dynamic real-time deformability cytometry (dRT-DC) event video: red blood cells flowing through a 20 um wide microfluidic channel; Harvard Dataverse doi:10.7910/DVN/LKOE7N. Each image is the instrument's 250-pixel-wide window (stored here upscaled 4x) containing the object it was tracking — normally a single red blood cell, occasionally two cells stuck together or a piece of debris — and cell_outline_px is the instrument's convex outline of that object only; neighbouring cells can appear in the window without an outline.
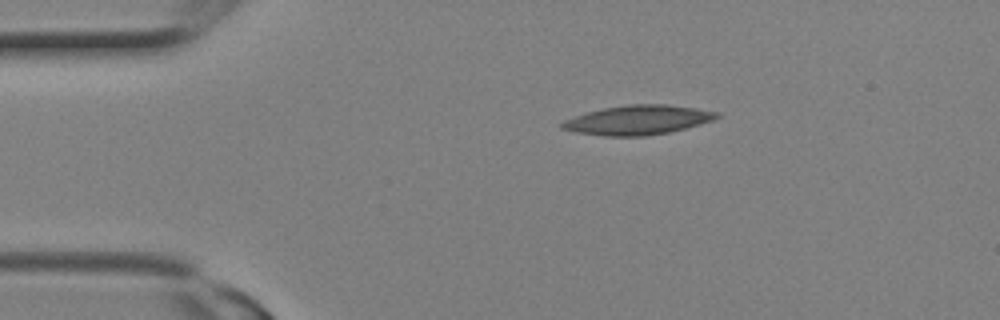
{"species": "Egyptian fruit bat (a non-hibernating species)", "species_latin": "Rousettus aegyptiacus", "temperature_condition": "room temperature", "stored_images_in_passage": 5, "camera_frame_rate_fps": 3000, "um_per_image_px": 0.085, "animal": {"sex": "female"}, "frame": {"image": 1, "passage_image": 1, "time_ms": 0.0, "image_size_px": [1000, 320], "cell_outline_px": [[720, 116], [712, 120], [684, 128], [668, 132], [644, 136], [604, 136], [576, 132], [560, 128], [560, 124], [564, 120], [588, 112], [604, 108], [628, 104], [664, 104], [696, 108], [716, 112]], "centroid_in_image_um": [54.18, 10.2], "position_along_channel_um": 30.8, "area_um2": 26.13}}
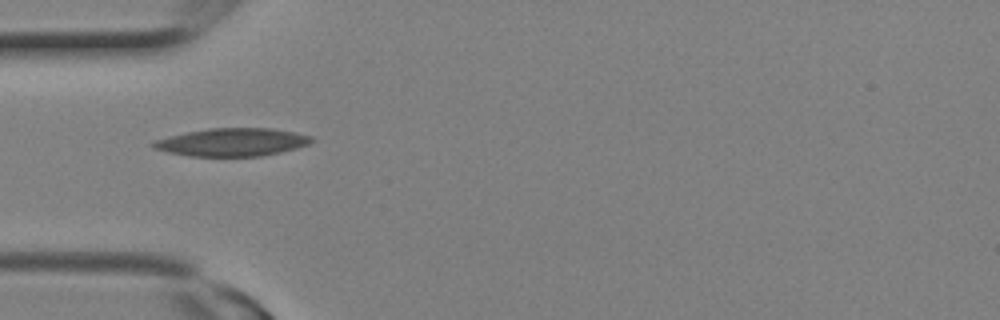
{"frame": {"image": 2, "passage_image": 4, "time_ms": 1.0, "image_size_px": [1000, 320], "cell_outline_px": [[316, 140], [308, 144], [296, 148], [280, 152], [260, 156], [188, 156], [168, 152], [152, 148], [148, 144], [156, 140], [168, 136], [208, 128], [272, 128], [296, 132], [312, 136]], "centroid_in_image_um": [19.73, 12.08], "position_along_channel_um": 65.3, "area_um2": 25.89}}